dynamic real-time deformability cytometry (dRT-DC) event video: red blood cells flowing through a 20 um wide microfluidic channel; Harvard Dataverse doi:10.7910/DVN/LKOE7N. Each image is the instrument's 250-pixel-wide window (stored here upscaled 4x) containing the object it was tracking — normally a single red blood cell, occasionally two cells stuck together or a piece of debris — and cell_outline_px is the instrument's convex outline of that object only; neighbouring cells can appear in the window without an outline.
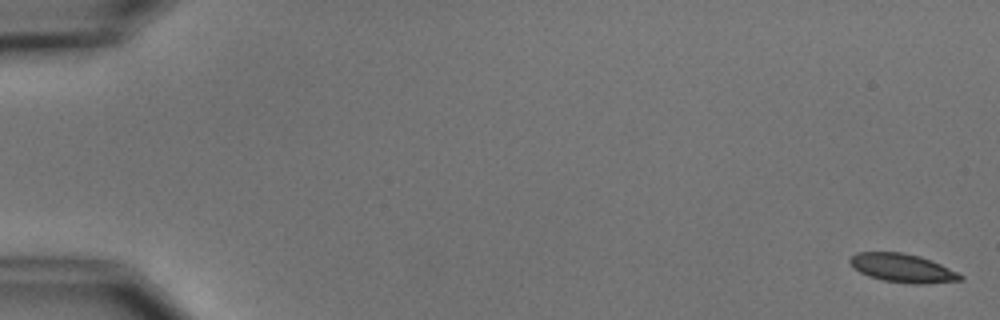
{"species": "common noctule bat (a hibernating species)", "species_latin": "Nyctalus noctula", "temperature_condition": "cold", "stored_images_in_passage": 6, "camera_frame_rate_fps": 3000, "um_per_image_px": 0.085, "animal": {"sex": "male", "body_mass_g": 15.6}, "frame": {"image": 1, "passage_image": 1, "time_ms": 0.0, "image_size_px": [1000, 320], "cell_outline_px": [[964, 280], [924, 284], [912, 284], [884, 280], [868, 276], [852, 268], [848, 260], [856, 252], [904, 252], [920, 256], [940, 264], [964, 276]], "centroid_in_image_um": [76.69, 22.78], "position_along_channel_um": 8.3, "area_um2": 18.44}}
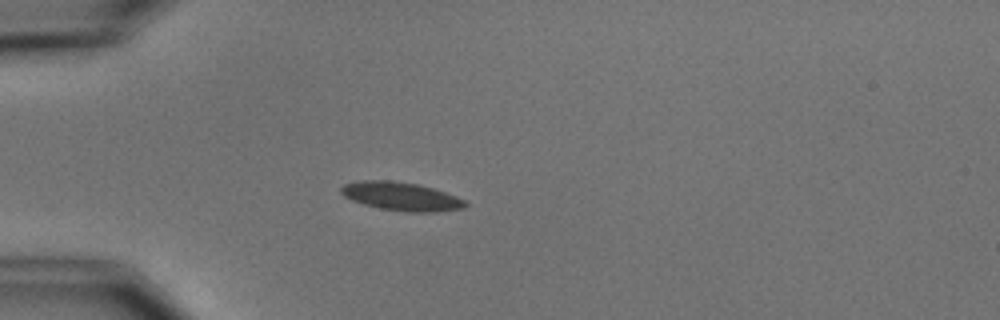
{"frame": {"image": 2, "passage_image": 5, "time_ms": 5.0, "image_size_px": [1000, 320], "cell_outline_px": [[468, 204], [464, 208], [436, 212], [408, 212], [380, 208], [364, 204], [352, 200], [344, 196], [340, 192], [340, 188], [344, 184], [360, 180], [388, 180], [416, 184], [432, 188], [456, 196], [464, 200]], "centroid_in_image_um": [34.09, 16.69], "position_along_channel_um": 50.9, "area_um2": 20.46}}